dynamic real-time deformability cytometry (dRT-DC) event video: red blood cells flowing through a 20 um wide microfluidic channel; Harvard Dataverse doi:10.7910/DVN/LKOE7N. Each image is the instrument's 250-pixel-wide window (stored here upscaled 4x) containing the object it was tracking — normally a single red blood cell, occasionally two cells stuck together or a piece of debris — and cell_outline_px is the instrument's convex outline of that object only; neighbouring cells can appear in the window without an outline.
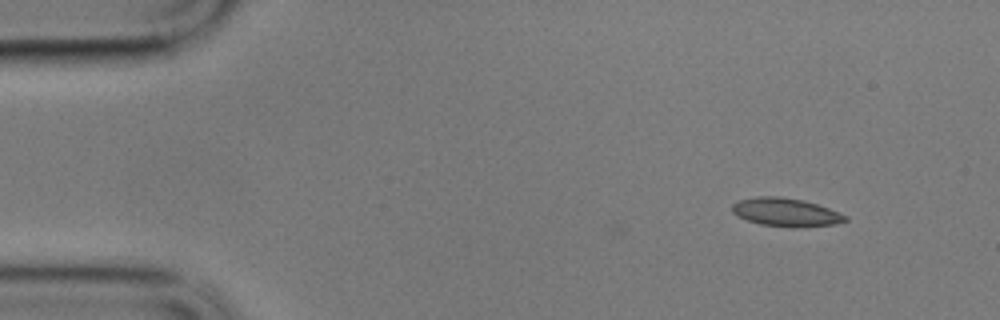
{"species": "common noctule bat (a hibernating species)", "species_latin": "Nyctalus noctula", "temperature_condition": "cold", "stored_images_in_passage": 41, "camera_frame_rate_fps": 3000, "um_per_image_px": 0.085, "animal": {"sex": "male", "body_mass_g": 17.9}, "frame": {"image": 1, "passage_image": 1, "time_ms": 0.0, "image_size_px": [1000, 320], "cell_outline_px": [[848, 220], [836, 224], [796, 228], [760, 224], [748, 220], [732, 212], [732, 204], [740, 200], [756, 196], [780, 196], [804, 200], [828, 208], [848, 216]], "centroid_in_image_um": [66.82, 18.04], "position_along_channel_um": 18.2, "area_um2": 18.67}}
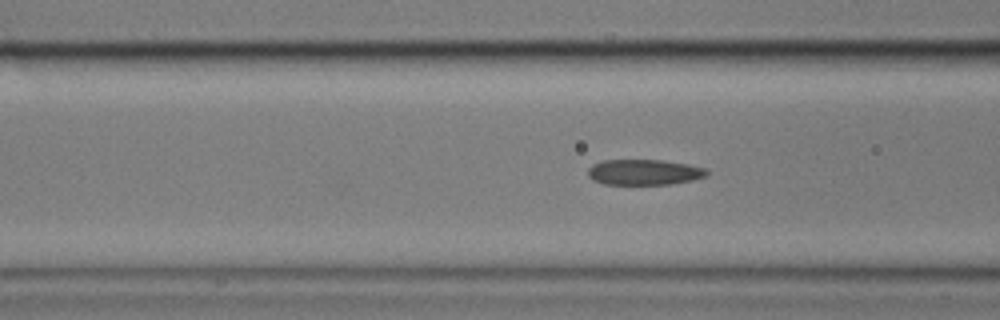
{"frame": {"image": 2, "passage_image": 17, "time_ms": 5.333, "image_size_px": [1000, 320], "cell_outline_px": [[708, 176], [692, 180], [672, 184], [604, 184], [592, 180], [588, 176], [588, 168], [592, 164], [604, 160], [660, 160], [688, 164], [704, 168], [708, 172]], "centroid_in_image_um": [54.73, 14.64], "position_along_channel_um": 111.9, "area_um2": 17.74}}
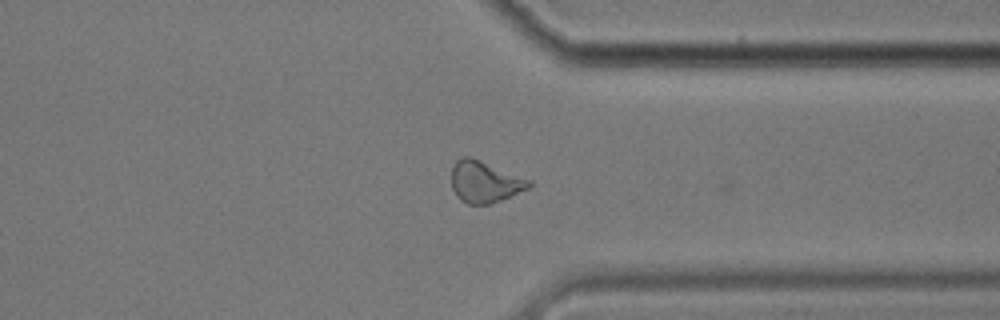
{"frame": {"image": 3, "passage_image": 40, "time_ms": 13.0, "image_size_px": [1000, 320], "cell_outline_px": [[532, 184], [528, 188], [500, 200], [488, 204], [468, 204], [460, 200], [456, 196], [452, 188], [452, 164], [456, 160], [464, 156], [472, 156], [532, 180]], "centroid_in_image_um": [41.18, 15.43], "position_along_channel_um": 370.2, "area_um2": 18.9}}